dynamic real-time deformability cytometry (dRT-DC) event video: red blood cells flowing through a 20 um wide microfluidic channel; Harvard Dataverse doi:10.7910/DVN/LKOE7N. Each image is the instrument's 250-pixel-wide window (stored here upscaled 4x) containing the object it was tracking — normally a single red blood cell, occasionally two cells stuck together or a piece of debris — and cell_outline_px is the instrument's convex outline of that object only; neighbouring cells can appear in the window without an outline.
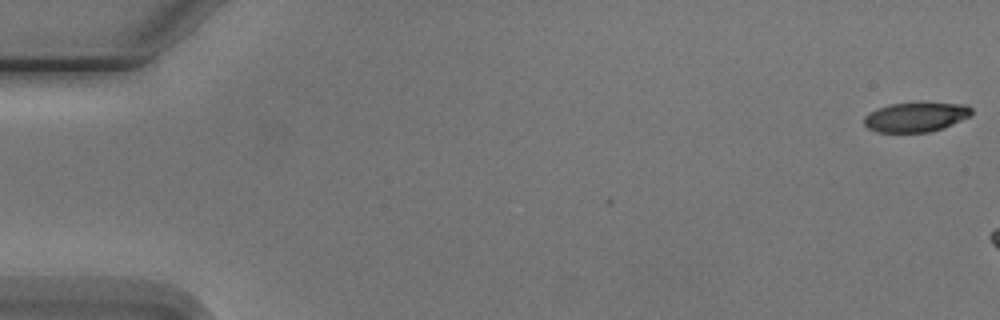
{"species": "Egyptian fruit bat (a non-hibernating species)", "species_latin": "Rousettus aegyptiacus", "temperature_condition": "cold", "stored_images_in_passage": 3, "camera_frame_rate_fps": 3000, "um_per_image_px": 0.085, "animal": {"sex": "male"}, "frame": {"image": 1, "passage_image": 1, "time_ms": 0.0, "image_size_px": [1000, 320], "cell_outline_px": [[972, 112], [968, 116], [960, 120], [940, 128], [928, 132], [876, 132], [868, 128], [864, 124], [864, 116], [868, 112], [876, 108], [888, 104], [968, 104], [972, 108]], "centroid_in_image_um": [77.76, 9.96], "position_along_channel_um": 7.2, "area_um2": 18.03}}